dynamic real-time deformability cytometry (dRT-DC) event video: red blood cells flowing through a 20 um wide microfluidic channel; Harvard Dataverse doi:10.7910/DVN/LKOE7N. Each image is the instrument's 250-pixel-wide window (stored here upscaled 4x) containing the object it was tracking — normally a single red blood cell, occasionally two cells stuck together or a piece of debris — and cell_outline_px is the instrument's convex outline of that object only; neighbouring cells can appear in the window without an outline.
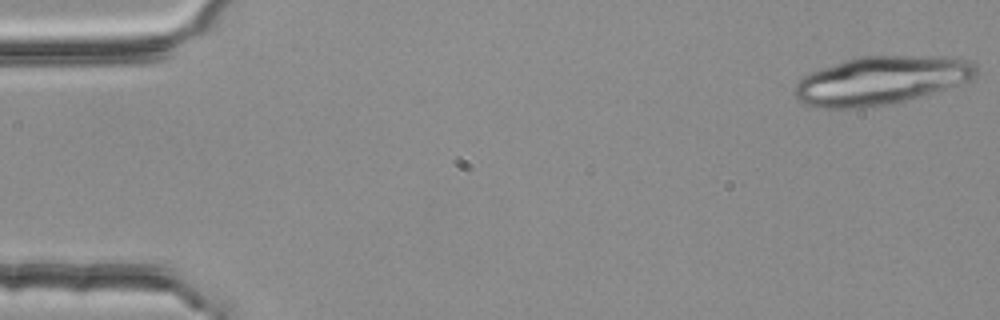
{"species": "common noctule bat (a hibernating species)", "species_latin": "Nyctalus noctula", "temperature_condition": "room temperature", "stored_images_in_passage": 3, "camera_frame_rate_fps": 3000, "um_per_image_px": 0.085, "animal": {"sex": "female", "body_mass_g": 25.1}, "frame": {"image": 1, "passage_image": 1, "time_ms": 0.0, "image_size_px": [1000, 320], "cell_outline_px": [[976, 76], [972, 80], [932, 92], [904, 100], [888, 104], [852, 108], [824, 108], [804, 104], [792, 92], [792, 88], [808, 72], [860, 56], [952, 56], [972, 60], [976, 64]], "centroid_in_image_um": [74.9, 6.81], "position_along_channel_um": 10.1, "area_um2": 50.86}}